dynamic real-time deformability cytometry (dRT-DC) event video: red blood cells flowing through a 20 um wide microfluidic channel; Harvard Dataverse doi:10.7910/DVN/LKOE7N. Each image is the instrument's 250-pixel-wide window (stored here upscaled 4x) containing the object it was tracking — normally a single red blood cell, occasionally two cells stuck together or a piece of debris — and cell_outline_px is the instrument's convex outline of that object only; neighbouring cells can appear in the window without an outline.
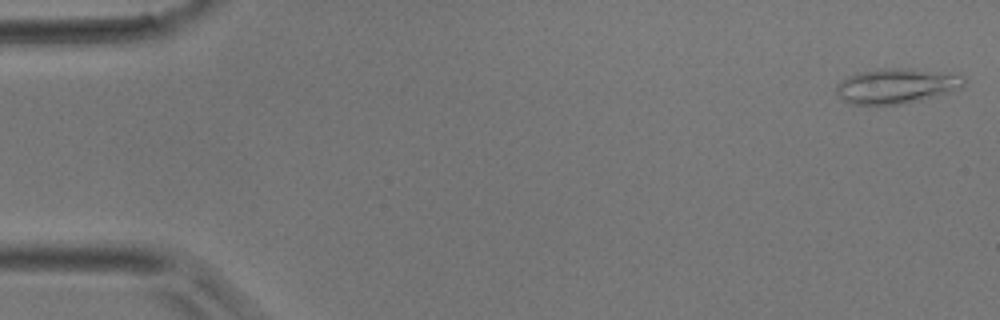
{"species": "common noctule bat (a hibernating species)", "species_latin": "Nyctalus noctula", "temperature_condition": "room temperature", "stored_images_in_passage": 4, "camera_frame_rate_fps": 3000, "um_per_image_px": 0.085, "animal": {"sex": "male", "body_mass_g": 17.9}, "frame": {"image": 1, "passage_image": 1, "time_ms": 0.0, "image_size_px": [1000, 320], "cell_outline_px": [[964, 84], [960, 88], [948, 92], [920, 100], [900, 104], [848, 104], [836, 92], [836, 84], [840, 80], [848, 76], [860, 72], [880, 68], [908, 68], [964, 76]], "centroid_in_image_um": [76.13, 7.3], "position_along_channel_um": 8.9, "area_um2": 25.72}}